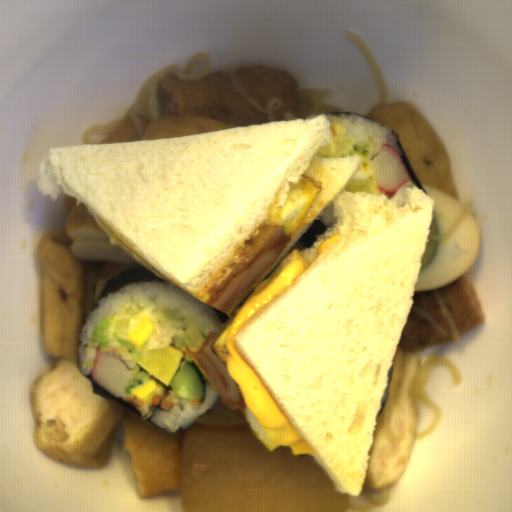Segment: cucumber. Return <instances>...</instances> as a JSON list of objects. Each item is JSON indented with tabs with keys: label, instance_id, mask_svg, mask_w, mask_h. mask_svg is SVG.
Wrapping results in <instances>:
<instances>
[{
	"label": "cucumber",
	"instance_id": "1",
	"mask_svg": "<svg viewBox=\"0 0 512 512\" xmlns=\"http://www.w3.org/2000/svg\"><path fill=\"white\" fill-rule=\"evenodd\" d=\"M170 392L177 399L184 401L202 402L204 388L197 370L187 361H182L168 387Z\"/></svg>",
	"mask_w": 512,
	"mask_h": 512
},
{
	"label": "cucumber",
	"instance_id": "2",
	"mask_svg": "<svg viewBox=\"0 0 512 512\" xmlns=\"http://www.w3.org/2000/svg\"><path fill=\"white\" fill-rule=\"evenodd\" d=\"M92 333L100 348L112 347L130 353L136 351V345L132 344L129 339L118 336L112 321L108 318L104 317L100 320Z\"/></svg>",
	"mask_w": 512,
	"mask_h": 512
}]
</instances>
